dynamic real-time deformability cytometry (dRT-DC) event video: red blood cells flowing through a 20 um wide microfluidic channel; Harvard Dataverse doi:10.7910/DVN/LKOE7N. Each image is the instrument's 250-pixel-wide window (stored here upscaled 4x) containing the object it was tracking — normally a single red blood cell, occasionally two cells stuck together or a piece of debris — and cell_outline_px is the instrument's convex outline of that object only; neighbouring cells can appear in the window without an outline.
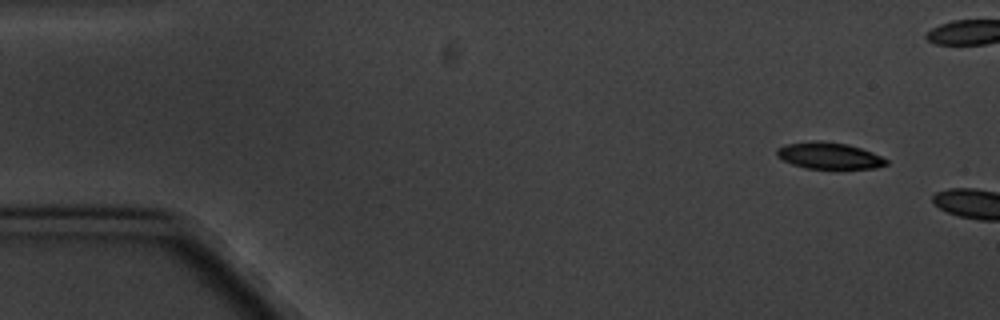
{"species": "common noctule bat (a hibernating species)", "species_latin": "Nyctalus noctula", "temperature_condition": "cold", "stored_images_in_passage": 2, "camera_frame_rate_fps": 3000, "um_per_image_px": 0.085, "animal": {"sex": "male", "body_mass_g": 20.1, "forearm_length_mm": 53.5}, "frame": {"image": 1, "passage_image": 1, "time_ms": 0.0, "image_size_px": [1000, 320], "cell_outline_px": [[888, 164], [876, 168], [836, 172], [804, 168], [792, 164], [776, 156], [776, 148], [784, 144], [812, 140], [820, 140], [848, 144], [872, 152], [888, 160]], "centroid_in_image_um": [70.48, 13.28], "position_along_channel_um": 14.5, "area_um2": 18.03}}